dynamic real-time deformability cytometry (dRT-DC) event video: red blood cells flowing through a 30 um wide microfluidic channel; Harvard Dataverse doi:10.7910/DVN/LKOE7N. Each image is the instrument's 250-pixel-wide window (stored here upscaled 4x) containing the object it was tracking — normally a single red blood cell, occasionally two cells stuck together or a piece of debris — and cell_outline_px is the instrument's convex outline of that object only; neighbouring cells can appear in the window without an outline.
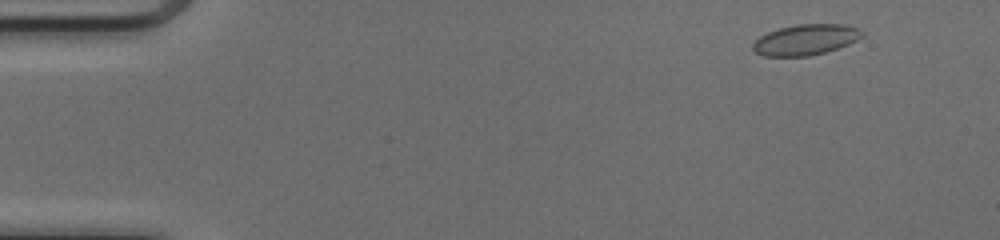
{"species": "common noctule bat (a hibernating species)", "species_latin": "Nyctalus noctula", "temperature_condition": "cold", "stored_images_in_passage": 49, "camera_frame_rate_fps": 3000, "um_per_image_px": 0.085, "animal": {"sex": "female", "body_mass_g": 17.0, "forearm_length_mm": 48.0}, "frame": {"image": 1, "passage_image": 3, "time_ms": 0.667, "image_size_px": [1000, 240], "cell_outline_px": [[864, 36], [848, 44], [824, 52], [808, 56], [764, 56], [756, 52], [752, 48], [752, 44], [760, 36], [768, 32], [780, 28], [796, 24], [844, 24], [860, 28], [864, 32]], "centroid_in_image_um": [68.5, 3.36], "position_along_channel_um": 16.5, "area_um2": 19.48}}
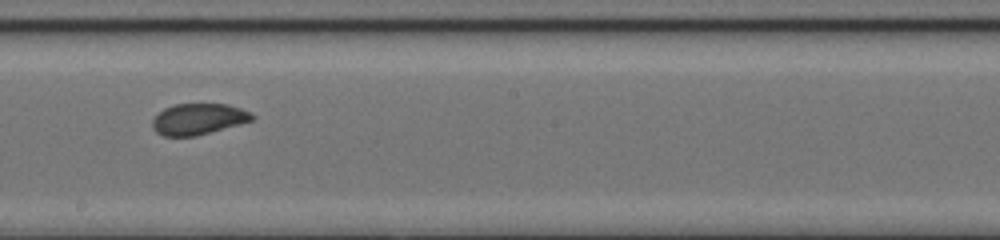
{"frame": {"image": 2, "passage_image": 27, "time_ms": 8.667, "image_size_px": [1000, 240], "cell_outline_px": [[256, 116], [252, 120], [240, 124], [196, 136], [164, 136], [156, 132], [152, 128], [152, 120], [164, 108], [176, 104], [228, 104], [240, 108]], "centroid_in_image_um": [16.85, 10.12], "position_along_channel_um": 231.4, "area_um2": 17.98}}
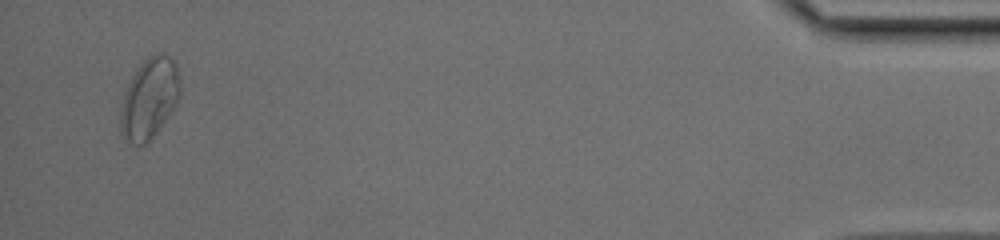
{"frame": {"image": 3, "passage_image": 47, "time_ms": 15.333, "image_size_px": [1000, 240], "cell_outline_px": [[180, 96], [164, 120], [152, 136], [144, 144], [132, 144], [124, 140], [120, 132], [120, 112], [124, 96], [128, 84], [132, 76], [140, 64], [152, 52], [164, 52], [176, 64], [180, 80]], "centroid_in_image_um": [12.68, 8.32], "position_along_channel_um": 422.5, "area_um2": 27.69}, "authors_computed_cell_mechanics": {"area_um2": 19.1896, "velocity_mm_per_s": 4.115, "shape_relaxation_time_tau1_ms": 6.5595, "shape_relaxation_time_tau2_ms": 0.7396, "deformation_change_tau1": 0.1398, "deformation_change_tau2": 0.0302}}